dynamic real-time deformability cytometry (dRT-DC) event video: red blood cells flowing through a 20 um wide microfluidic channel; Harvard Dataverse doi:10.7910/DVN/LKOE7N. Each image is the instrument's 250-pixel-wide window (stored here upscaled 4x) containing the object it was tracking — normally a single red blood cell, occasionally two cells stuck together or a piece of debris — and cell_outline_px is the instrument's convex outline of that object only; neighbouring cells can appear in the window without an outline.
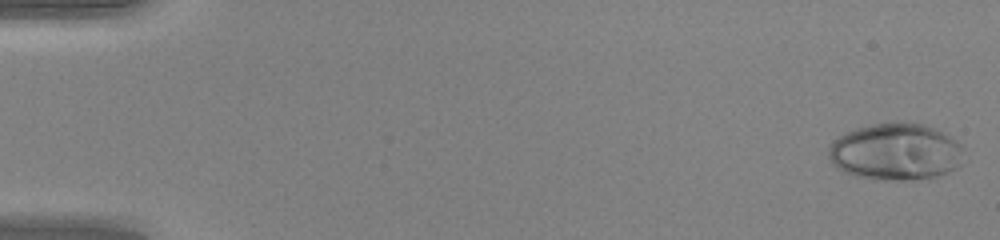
{"species": "human", "species_latin": "Homo sapiens", "temperature_condition": "warm", "stored_images_in_passage": 46, "camera_frame_rate_fps": 3000, "um_per_image_px": 0.085, "donor": {"sex": "female"}, "frame": {"image": 1, "passage_image": 1, "time_ms": 0.0, "image_size_px": [1000, 240], "cell_outline_px": [[960, 164], [956, 168], [948, 172], [936, 176], [904, 180], [888, 180], [856, 176], [844, 172], [836, 168], [832, 164], [828, 156], [828, 144], [832, 140], [856, 128], [872, 124], [896, 120], [924, 124], [952, 136], [960, 144]], "centroid_in_image_um": [76.08, 12.87], "position_along_channel_um": 8.9, "area_um2": 45.03}}
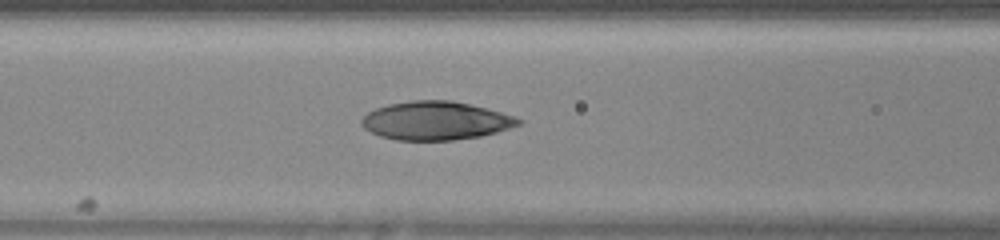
{"frame": {"image": 2, "passage_image": 21, "time_ms": 6.667, "image_size_px": [1000, 240], "cell_outline_px": [[524, 120], [520, 124], [496, 132], [480, 136], [452, 140], [396, 140], [380, 136], [364, 128], [360, 124], [360, 120], [368, 112], [376, 108], [388, 104], [412, 100], [452, 100], [488, 108], [516, 116]], "centroid_in_image_um": [37.04, 10.25], "position_along_channel_um": 129.6, "area_um2": 35.26}}
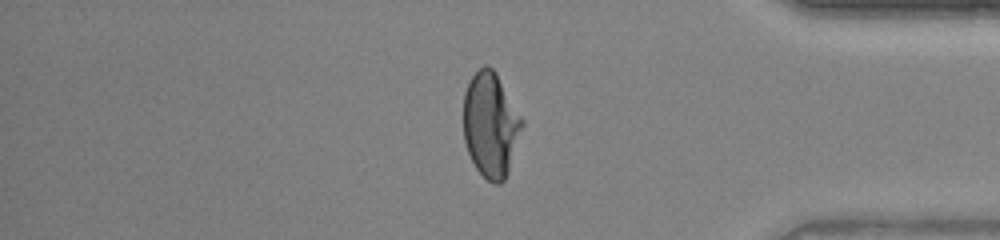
{"frame": {"image": 3, "passage_image": 41, "time_ms": 13.333, "image_size_px": [1000, 240], "cell_outline_px": [[524, 124], [508, 172], [504, 180], [500, 184], [492, 184], [476, 168], [468, 152], [464, 140], [464, 92], [472, 76], [484, 64], [492, 68], [496, 72], [524, 120]], "centroid_in_image_um": [41.72, 10.6], "position_along_channel_um": 393.5, "area_um2": 35.72}, "authors_computed_cell_mechanics": {"area_um2": 35.7204, "velocity_mm_per_s": 4.2751, "shape_relaxation_time_tau1_ms": 4.5373, "shape_relaxation_time_tau2_ms": 0.7628, "deformation_change_tau1": 0.2402, "deformation_change_tau2": 0.0432}}